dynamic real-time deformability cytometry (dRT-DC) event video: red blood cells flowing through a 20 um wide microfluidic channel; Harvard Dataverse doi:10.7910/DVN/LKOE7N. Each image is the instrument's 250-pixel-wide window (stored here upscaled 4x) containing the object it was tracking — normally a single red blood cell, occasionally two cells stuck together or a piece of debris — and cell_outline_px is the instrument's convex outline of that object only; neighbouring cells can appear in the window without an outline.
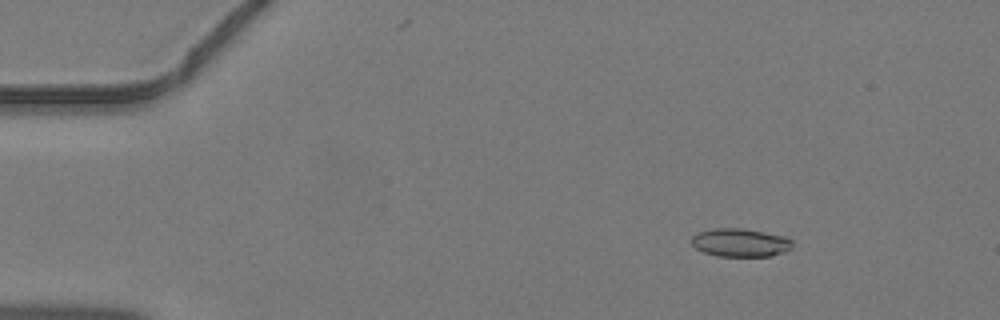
{"species": "common noctule bat (a hibernating species)", "species_latin": "Nyctalus noctula", "temperature_condition": "warm", "stored_images_in_passage": 40, "camera_frame_rate_fps": 3000, "um_per_image_px": 0.085, "animal": {"sex": "male", "body_mass_g": 19.2, "forearm_length_mm": 51.8}, "frame": {"image": 1, "passage_image": 7, "time_ms": 2.0, "image_size_px": [1000, 320], "cell_outline_px": [[792, 248], [784, 252], [772, 256], [716, 256], [704, 252], [696, 248], [692, 244], [692, 236], [696, 232], [716, 228], [740, 228], [764, 232], [784, 236], [792, 240]], "centroid_in_image_um": [62.92, 20.62], "position_along_channel_um": 22.1, "area_um2": 16.65}}
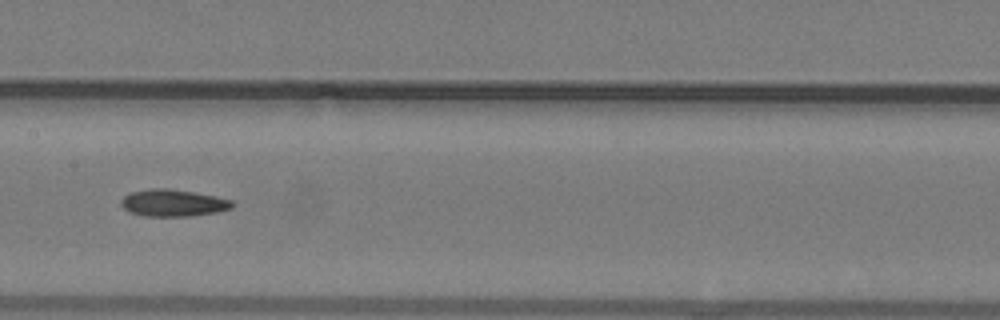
{"frame": {"image": 2, "passage_image": 24, "time_ms": 7.667, "image_size_px": [1000, 320], "cell_outline_px": [[236, 204], [232, 208], [216, 212], [188, 216], [144, 216], [128, 212], [120, 204], [120, 200], [128, 192], [152, 188], [168, 188], [216, 196], [232, 200]], "centroid_in_image_um": [14.69, 17.24], "position_along_channel_um": 192.7, "area_um2": 17.63}}
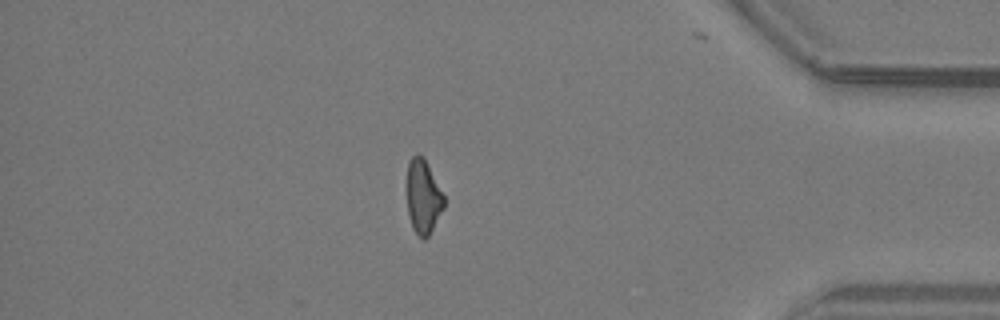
{"frame": {"image": 3, "passage_image": 40, "time_ms": 13.0, "image_size_px": [1000, 320], "cell_outline_px": [[444, 208], [428, 236], [424, 240], [412, 228], [408, 216], [404, 188], [408, 160], [416, 152], [424, 156], [444, 196]], "centroid_in_image_um": [35.9, 16.65], "position_along_channel_um": 399.3, "area_um2": 16.7}}